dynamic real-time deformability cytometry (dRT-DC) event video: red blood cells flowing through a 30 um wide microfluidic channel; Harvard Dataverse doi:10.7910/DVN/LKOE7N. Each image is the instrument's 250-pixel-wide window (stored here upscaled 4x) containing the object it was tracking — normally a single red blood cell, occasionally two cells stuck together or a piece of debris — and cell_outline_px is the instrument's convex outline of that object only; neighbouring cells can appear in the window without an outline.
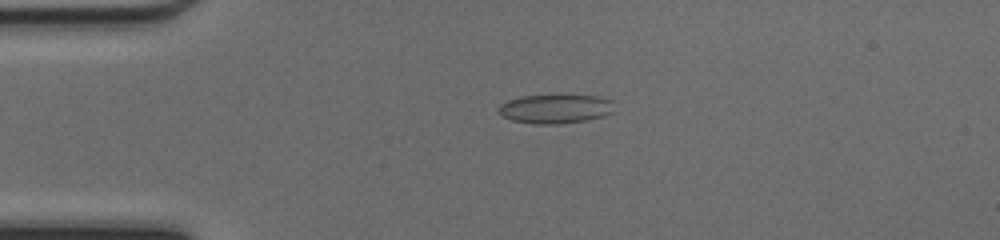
{"species": "common noctule bat (a hibernating species)", "species_latin": "Nyctalus noctula", "temperature_condition": "cold", "stored_images_in_passage": 48, "camera_frame_rate_fps": 3000, "um_per_image_px": 0.085, "animal": {"sex": "female", "body_mass_g": 17.0, "forearm_length_mm": 48.0}, "frame": {"image": 1, "passage_image": 11, "time_ms": 3.333, "image_size_px": [1000, 240], "cell_outline_px": [[612, 112], [600, 116], [584, 120], [556, 124], [536, 124], [512, 120], [496, 112], [496, 108], [500, 104], [508, 100], [520, 96], [600, 96], [612, 100]], "centroid_in_image_um": [47.13, 9.25], "position_along_channel_um": 37.9, "area_um2": 19.25}}
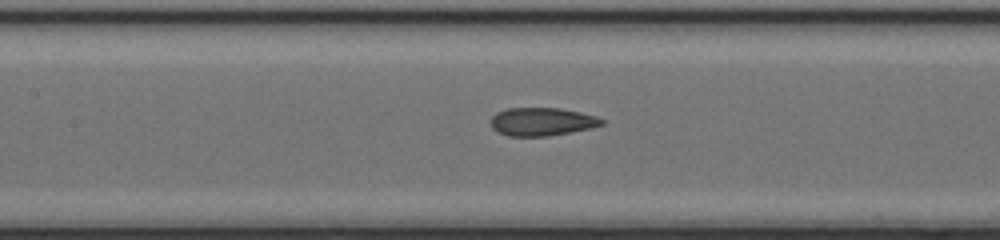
{"frame": {"image": 2, "passage_image": 22, "time_ms": 7.0, "image_size_px": [1000, 240], "cell_outline_px": [[604, 124], [592, 128], [548, 136], [508, 136], [496, 132], [492, 128], [492, 116], [496, 112], [508, 108], [560, 108], [580, 112], [596, 116], [604, 120]], "centroid_in_image_um": [46.06, 10.34], "position_along_channel_um": 161.3, "area_um2": 18.26}}
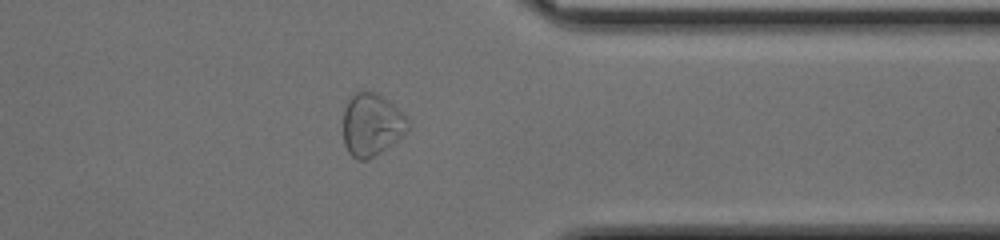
{"frame": {"image": 3, "passage_image": 38, "time_ms": 12.333, "image_size_px": [1000, 240], "cell_outline_px": [[408, 132], [376, 156], [368, 160], [356, 160], [348, 152], [344, 144], [344, 108], [348, 100], [356, 92], [376, 92], [388, 100], [408, 120]], "centroid_in_image_um": [31.58, 10.63], "position_along_channel_um": 379.8, "area_um2": 23.52}, "authors_computed_cell_mechanics": {"area_um2": 19.941, "velocity_mm_per_s": 4.2715, "shape_relaxation_time_tau1_ms": null, "shape_relaxation_time_tau2_ms": 1.0979, "deformation_change_tau1": null, "deformation_change_tau2": 0.0851}}